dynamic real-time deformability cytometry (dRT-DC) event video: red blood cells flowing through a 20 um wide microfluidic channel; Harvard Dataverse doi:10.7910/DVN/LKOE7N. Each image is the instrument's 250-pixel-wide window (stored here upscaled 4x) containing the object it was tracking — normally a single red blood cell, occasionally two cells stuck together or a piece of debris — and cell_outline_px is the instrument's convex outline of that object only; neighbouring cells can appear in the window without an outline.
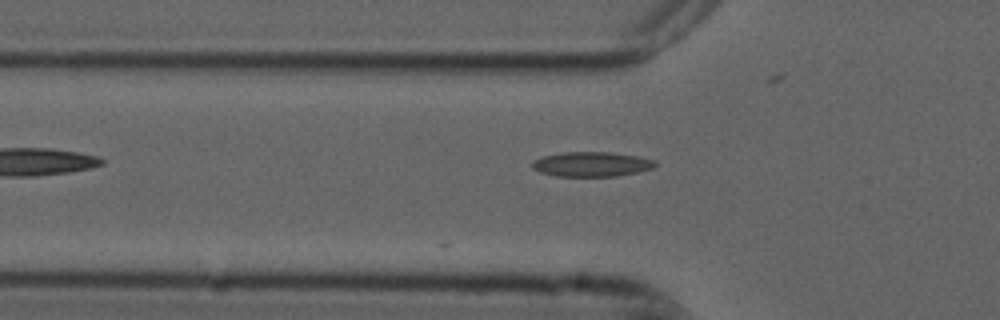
{"species": "common noctule bat (a hibernating species)", "species_latin": "Nyctalus noctula", "temperature_condition": "cold", "stored_images_in_passage": 4, "camera_frame_rate_fps": 3000, "um_per_image_px": 0.085, "animal": {"sex": "male", "forearm_length_mm": 52.5}, "frame": {"image": 1, "passage_image": 4, "time_ms": 1.0, "image_size_px": [1000, 320], "cell_outline_px": [[656, 164], [652, 168], [636, 172], [616, 176], [556, 176], [540, 172], [532, 168], [532, 160], [544, 156], [564, 152], [608, 152], [640, 156], [656, 160]], "centroid_in_image_um": [50.28, 13.95], "position_along_channel_um": 75.5, "area_um2": 17.69}}